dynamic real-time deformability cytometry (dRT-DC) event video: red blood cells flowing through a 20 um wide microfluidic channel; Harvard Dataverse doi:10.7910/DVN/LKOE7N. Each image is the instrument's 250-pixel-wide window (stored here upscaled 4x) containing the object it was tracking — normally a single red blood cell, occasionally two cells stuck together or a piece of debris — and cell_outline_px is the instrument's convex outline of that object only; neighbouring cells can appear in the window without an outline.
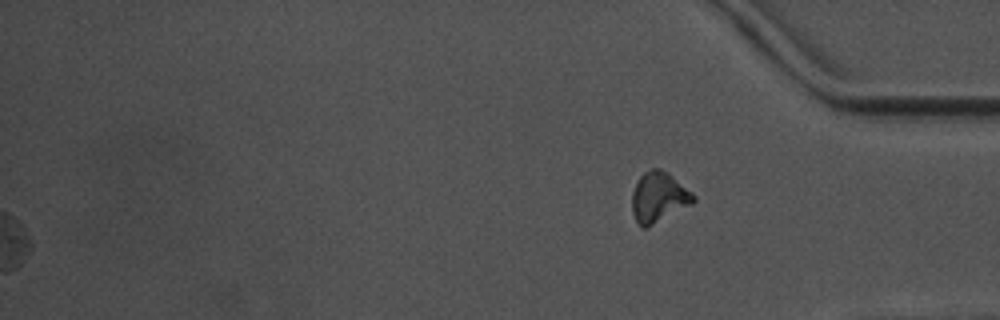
{"species": "common noctule bat (a hibernating species)", "species_latin": "Nyctalus noctula", "temperature_condition": "warm", "stored_images_in_passage": 49, "segment_of_instrument_passage": [2, 2], "camera_frame_rate_fps": 3000, "um_per_image_px": 0.085, "animal": {"sex": "male", "body_mass_g": 17.5, "forearm_length_mm": 52.3}, "frame": {"image": 1, "passage_image": 49, "time_ms": 16.0, "image_size_px": [1000, 320], "cell_outline_px": [[696, 200], [692, 204], [644, 228], [636, 220], [632, 212], [632, 192], [640, 176], [644, 172], [652, 168], [660, 168], [668, 172], [692, 192], [696, 196]], "centroid_in_image_um": [56.0, 16.72], "position_along_channel_um": 379.2, "area_um2": 17.74}}